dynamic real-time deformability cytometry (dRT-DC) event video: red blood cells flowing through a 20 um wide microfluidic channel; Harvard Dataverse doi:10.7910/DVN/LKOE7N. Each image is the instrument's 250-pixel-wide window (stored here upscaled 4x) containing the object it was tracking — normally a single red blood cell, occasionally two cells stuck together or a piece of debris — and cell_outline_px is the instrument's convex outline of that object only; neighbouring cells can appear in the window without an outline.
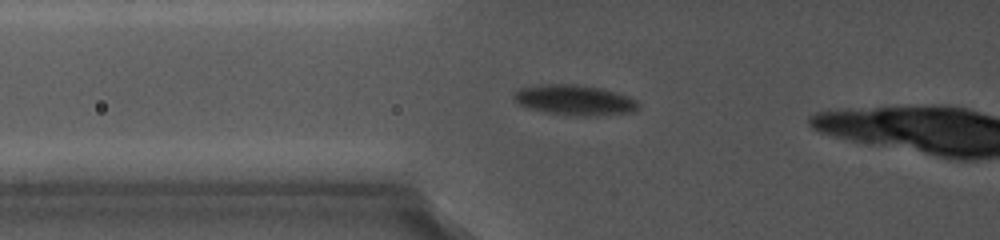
{"species": "common noctule bat (a hibernating species)", "species_latin": "Nyctalus noctula", "temperature_condition": "cold", "stored_images_in_passage": 7, "camera_frame_rate_fps": 5000, "um_per_image_px": 0.085, "animal": {"sex": "female", "body_mass_g": 19.0, "forearm_length_mm": 56.7}, "frame": {"image": 1, "passage_image": 4, "time_ms": 2.6, "image_size_px": [1000, 240], "cell_outline_px": [[640, 108], [636, 112], [588, 116], [576, 116], [544, 112], [528, 108], [520, 104], [512, 96], [520, 88], [540, 84], [576, 84], [600, 88], [616, 92], [628, 96], [636, 100], [640, 104]], "centroid_in_image_um": [48.88, 8.51], "position_along_channel_um": 76.9, "area_um2": 22.08}}